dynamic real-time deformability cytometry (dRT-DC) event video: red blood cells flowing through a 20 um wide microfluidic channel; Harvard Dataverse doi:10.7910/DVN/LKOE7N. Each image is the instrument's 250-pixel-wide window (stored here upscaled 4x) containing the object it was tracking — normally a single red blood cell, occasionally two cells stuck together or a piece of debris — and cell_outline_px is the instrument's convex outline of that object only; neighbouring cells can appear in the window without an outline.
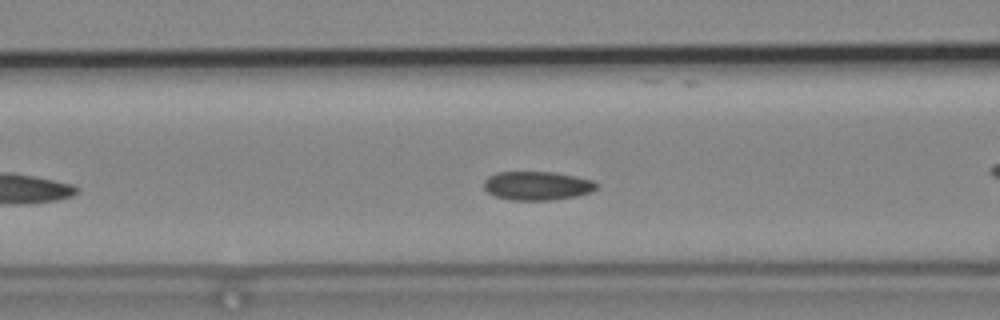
{"species": "common noctule bat (a hibernating species)", "species_latin": "Nyctalus noctula", "temperature_condition": "cold", "stored_images_in_passage": 17, "camera_frame_rate_fps": 3000, "um_per_image_px": 0.085, "animal": {"sex": "male", "body_mass_g": 19.2, "forearm_length_mm": 51.8}, "frame": {"image": 1, "passage_image": 12, "time_ms": 3.667, "image_size_px": [1000, 320], "cell_outline_px": [[600, 184], [592, 192], [576, 196], [548, 200], [508, 200], [496, 196], [488, 192], [484, 188], [484, 180], [488, 176], [496, 172], [556, 172], [596, 180]], "centroid_in_image_um": [45.7, 15.78], "position_along_channel_um": 120.9, "area_um2": 19.13}}